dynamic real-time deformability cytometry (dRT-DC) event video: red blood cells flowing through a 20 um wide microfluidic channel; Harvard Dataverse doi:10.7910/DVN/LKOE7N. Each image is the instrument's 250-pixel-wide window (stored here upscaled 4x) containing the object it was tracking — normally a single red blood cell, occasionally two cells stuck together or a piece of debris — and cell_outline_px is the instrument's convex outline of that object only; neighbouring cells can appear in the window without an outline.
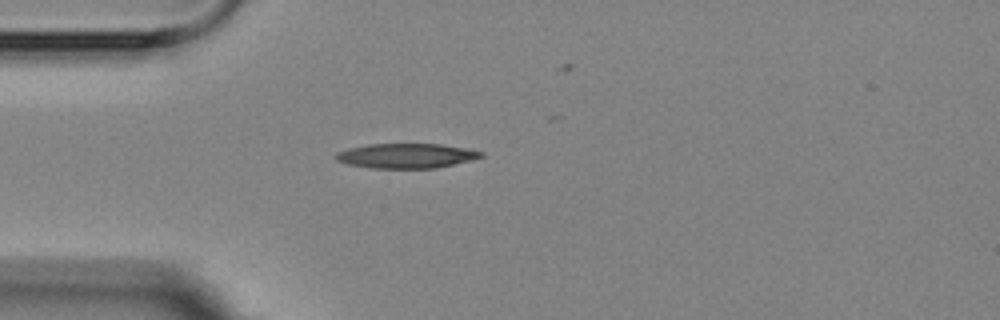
{"species": "Egyptian fruit bat (a non-hibernating species)", "species_latin": "Rousettus aegyptiacus", "temperature_condition": "room temperature", "stored_images_in_passage": 2, "camera_frame_rate_fps": 3000, "um_per_image_px": 0.085, "animal": {"sex": "female"}, "frame": {"image": 1, "passage_image": 1, "time_ms": 0.0, "image_size_px": [1000, 320], "cell_outline_px": [[484, 156], [472, 160], [436, 168], [372, 168], [348, 164], [336, 160], [336, 152], [348, 148], [368, 144], [440, 144], [464, 148], [484, 152]], "centroid_in_image_um": [34.53, 13.24], "position_along_channel_um": 50.5, "area_um2": 20.87}}